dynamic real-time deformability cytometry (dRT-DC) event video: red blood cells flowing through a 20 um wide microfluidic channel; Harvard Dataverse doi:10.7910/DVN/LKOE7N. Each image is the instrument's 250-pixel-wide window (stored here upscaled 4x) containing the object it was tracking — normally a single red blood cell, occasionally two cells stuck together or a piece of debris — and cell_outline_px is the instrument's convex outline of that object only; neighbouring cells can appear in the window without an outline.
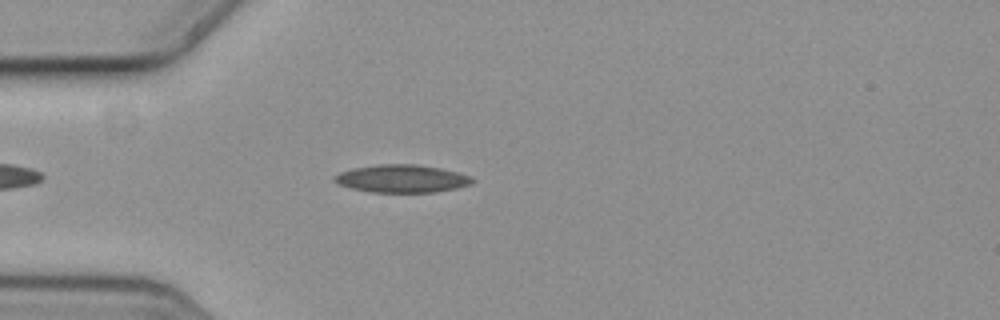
{"species": "common noctule bat (a hibernating species)", "species_latin": "Nyctalus noctula", "temperature_condition": "cold", "stored_images_in_passage": 4, "camera_frame_rate_fps": 3000, "um_per_image_px": 0.085, "animal": {"sex": "female", "body_mass_g": 19.3, "forearm_length_mm": 54.1}, "frame": {"image": 1, "passage_image": 4, "time_ms": 1.0, "image_size_px": [1000, 320], "cell_outline_px": [[472, 184], [456, 188], [436, 192], [372, 192], [352, 188], [340, 184], [332, 180], [332, 176], [340, 172], [352, 168], [376, 164], [416, 164], [440, 168], [456, 172], [468, 176], [472, 180]], "centroid_in_image_um": [34.1, 15.18], "position_along_channel_um": 50.9, "area_um2": 22.2}}